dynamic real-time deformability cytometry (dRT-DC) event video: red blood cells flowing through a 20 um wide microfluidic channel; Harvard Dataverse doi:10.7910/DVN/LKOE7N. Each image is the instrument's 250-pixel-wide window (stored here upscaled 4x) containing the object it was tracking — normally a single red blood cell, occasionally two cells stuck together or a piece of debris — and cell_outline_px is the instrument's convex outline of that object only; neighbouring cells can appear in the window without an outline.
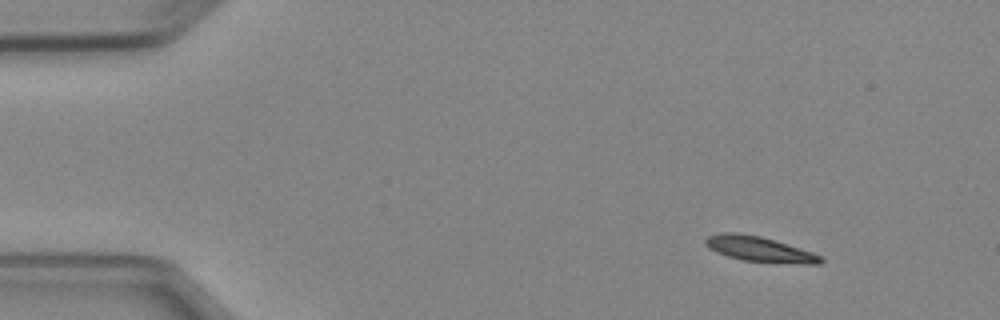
{"species": "Egyptian fruit bat (a non-hibernating species)", "species_latin": "Rousettus aegyptiacus", "temperature_condition": "cold", "stored_images_in_passage": 4, "camera_frame_rate_fps": 3000, "um_per_image_px": 0.085, "animal": {"sex": "female"}, "frame": {"image": 1, "passage_image": 1, "time_ms": 0.0, "image_size_px": [1000, 320], "cell_outline_px": [[824, 260], [820, 264], [804, 264], [744, 260], [728, 256], [716, 252], [708, 248], [704, 244], [704, 240], [708, 236], [724, 232], [736, 232], [760, 236], [812, 252], [824, 256]], "centroid_in_image_um": [64.55, 21.17], "position_along_channel_um": 20.4, "area_um2": 16.76}}
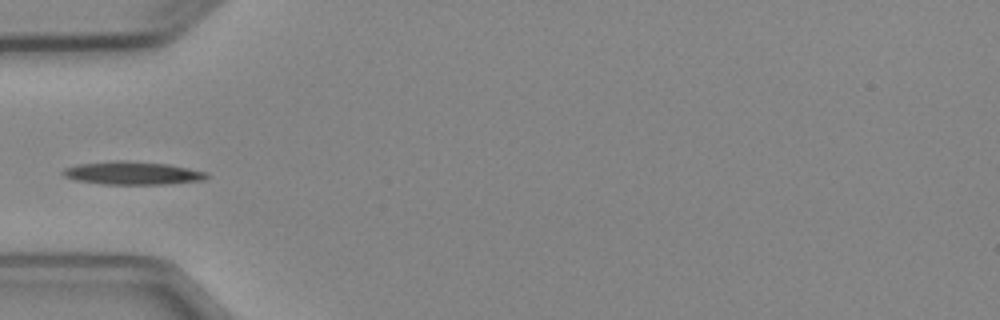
{"frame": {"image": 2, "passage_image": 4, "time_ms": 3.667, "image_size_px": [1000, 320], "cell_outline_px": [[208, 176], [204, 180], [168, 184], [100, 184], [76, 180], [64, 176], [60, 172], [64, 168], [76, 164], [112, 160], [124, 160], [168, 164], [208, 172]], "centroid_in_image_um": [11.23, 14.7], "position_along_channel_um": 73.8, "area_um2": 19.54}}